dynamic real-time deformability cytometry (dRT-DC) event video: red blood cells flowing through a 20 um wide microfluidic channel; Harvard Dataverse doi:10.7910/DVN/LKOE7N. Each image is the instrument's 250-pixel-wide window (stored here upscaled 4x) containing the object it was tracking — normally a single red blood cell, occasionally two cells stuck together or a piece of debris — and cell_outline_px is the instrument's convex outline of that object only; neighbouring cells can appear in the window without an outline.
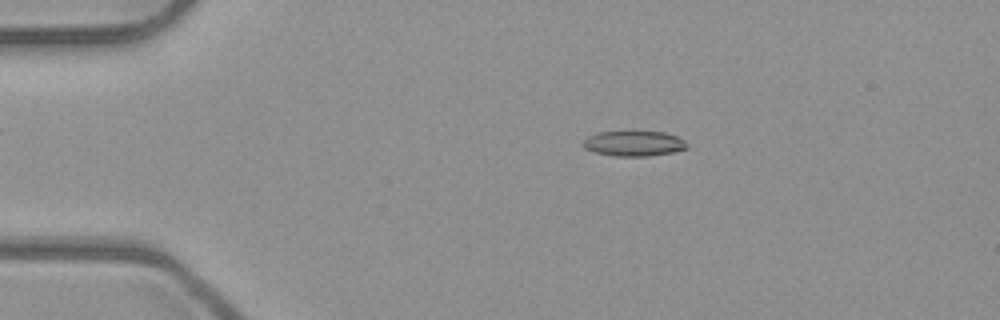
{"species": "common noctule bat (a hibernating species)", "species_latin": "Nyctalus noctula", "temperature_condition": "room temperature", "stored_images_in_passage": 52, "camera_frame_rate_fps": 3000, "um_per_image_px": 0.085, "animal": {"sex": "male", "body_mass_g": 23.1, "forearm_length_mm": 52.7}, "frame": {"image": 1, "passage_image": 10, "time_ms": 3.0, "image_size_px": [1000, 320], "cell_outline_px": [[688, 148], [672, 152], [648, 156], [616, 156], [596, 152], [584, 148], [580, 144], [588, 136], [600, 132], [664, 132], [676, 136], [684, 140], [688, 144]], "centroid_in_image_um": [53.88, 12.2], "position_along_channel_um": 31.1, "area_um2": 15.14}}
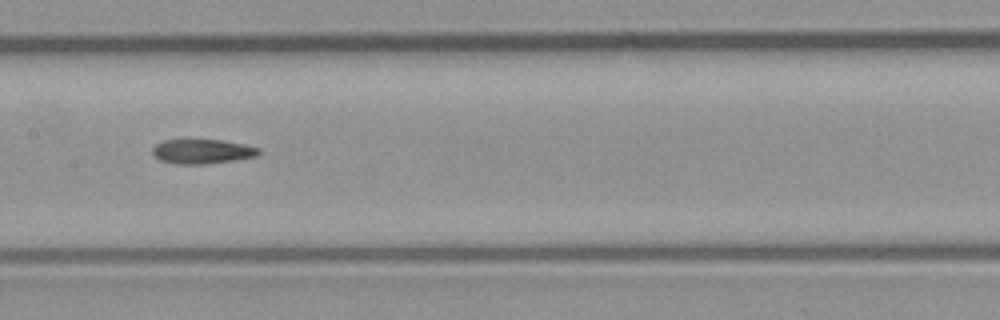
{"frame": {"image": 2, "passage_image": 26, "time_ms": 8.333, "image_size_px": [1000, 320], "cell_outline_px": [[260, 152], [256, 156], [232, 160], [200, 164], [180, 164], [160, 160], [152, 152], [152, 148], [156, 144], [164, 140], [184, 136], [188, 136], [220, 140], [244, 144], [260, 148]], "centroid_in_image_um": [17.13, 12.8], "position_along_channel_um": 190.3, "area_um2": 15.72}}
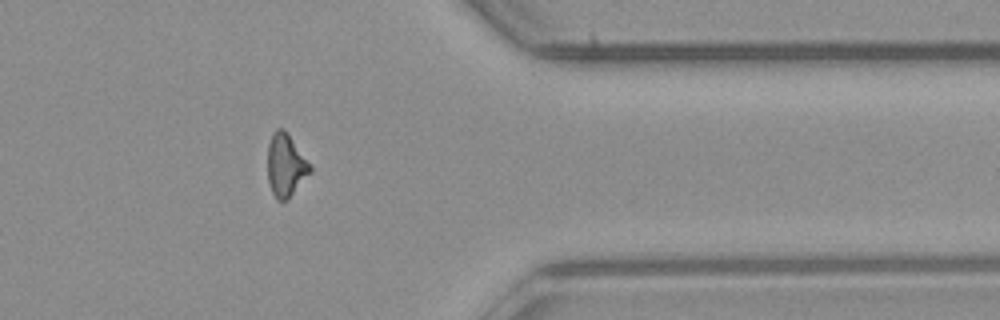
{"frame": {"image": 3, "passage_image": 42, "time_ms": 13.667, "image_size_px": [1000, 320], "cell_outline_px": [[312, 172], [288, 200], [276, 200], [272, 192], [268, 180], [268, 144], [272, 132], [276, 128], [284, 128], [312, 168]], "centroid_in_image_um": [24.28, 14.06], "position_along_channel_um": 387.1, "area_um2": 15.55}, "authors_computed_cell_mechanics": {"area_um2": 15.5771, "velocity_mm_per_s": 3.9944, "shape_relaxation_time_tau1_ms": 10.6006, "shape_relaxation_time_tau2_ms": 4.8295, "deformation_change_tau1": 0.2622, "deformation_change_tau2": 0.1495}}